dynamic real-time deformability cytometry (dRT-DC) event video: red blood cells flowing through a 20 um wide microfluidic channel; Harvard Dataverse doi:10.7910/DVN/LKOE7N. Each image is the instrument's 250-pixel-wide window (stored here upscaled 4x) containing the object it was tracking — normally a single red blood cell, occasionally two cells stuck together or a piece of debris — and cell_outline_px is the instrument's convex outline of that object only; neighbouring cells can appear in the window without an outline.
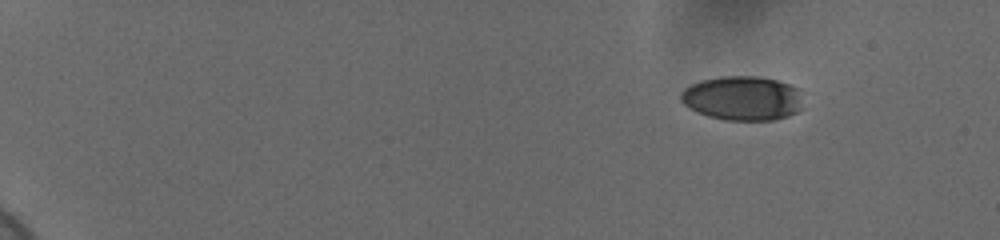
{"species": "human", "species_latin": "Homo sapiens", "temperature_condition": "cold", "stored_images_in_passage": 52, "camera_frame_rate_fps": 3000, "um_per_image_px": 0.085, "donor": {"sex": "female"}, "frame": {"image": 1, "passage_image": 1, "time_ms": 0.0, "image_size_px": [1000, 240], "cell_outline_px": [[800, 108], [796, 112], [788, 116], [772, 120], [724, 120], [708, 116], [696, 112], [688, 108], [680, 100], [680, 92], [684, 88], [700, 80], [720, 76], [756, 76], [776, 80], [800, 88]], "centroid_in_image_um": [63.07, 8.34], "position_along_channel_um": 21.9, "area_um2": 31.73}}
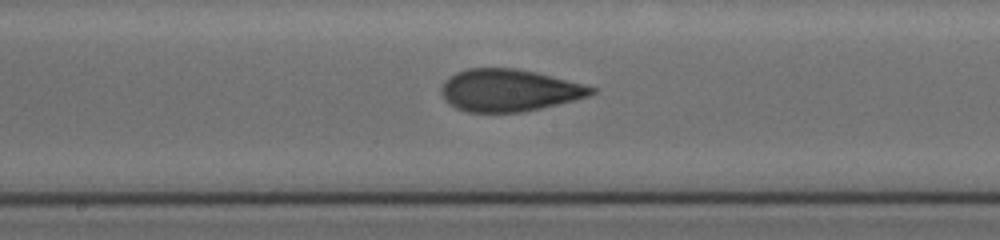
{"frame": {"image": 2, "passage_image": 28, "time_ms": 9.0, "image_size_px": [1000, 240], "cell_outline_px": [[596, 92], [588, 96], [540, 108], [520, 112], [468, 112], [456, 108], [444, 100], [440, 92], [440, 88], [444, 80], [448, 76], [456, 72], [468, 68], [516, 68], [536, 72], [584, 84], [596, 88]], "centroid_in_image_um": [43.21, 7.66], "position_along_channel_um": 205.0, "area_um2": 36.88}}
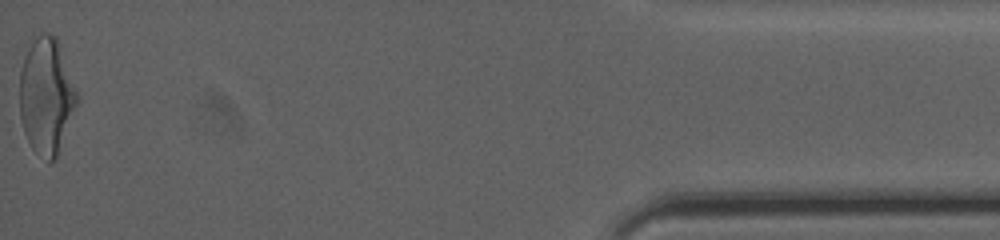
{"frame": {"image": 3, "passage_image": 52, "time_ms": 17.0, "image_size_px": [1000, 240], "cell_outline_px": [[76, 104], [56, 156], [48, 164], [32, 148], [24, 132], [20, 116], [20, 72], [28, 48], [36, 36], [44, 32], [48, 32], [56, 36], [76, 92]], "centroid_in_image_um": [3.9, 8.16], "position_along_channel_um": 431.3, "area_um2": 37.74}, "authors_computed_cell_mechanics": {"area_um2": 36.125, "velocity_mm_per_s": 3.709, "shape_relaxation_time_tau1_ms": 4.6291, "shape_relaxation_time_tau2_ms": 1.521, "deformation_change_tau1": 0.1692, "deformation_change_tau2": 0.0859}}